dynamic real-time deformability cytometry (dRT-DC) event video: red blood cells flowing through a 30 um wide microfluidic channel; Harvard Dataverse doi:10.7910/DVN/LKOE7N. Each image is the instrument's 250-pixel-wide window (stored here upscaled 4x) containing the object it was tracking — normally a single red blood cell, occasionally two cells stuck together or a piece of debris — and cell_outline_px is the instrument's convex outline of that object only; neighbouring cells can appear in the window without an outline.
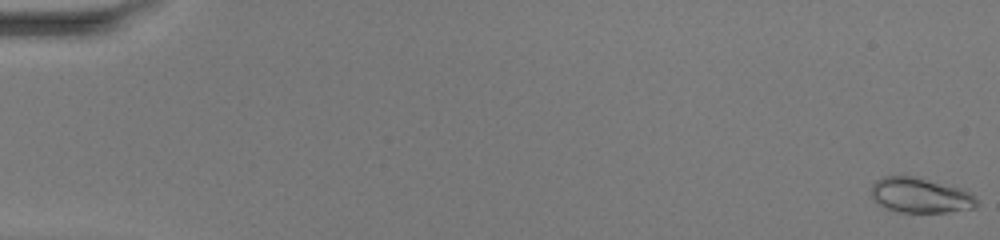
{"species": "common noctule bat (a hibernating species)", "species_latin": "Nyctalus noctula", "temperature_condition": "warm", "stored_images_in_passage": 51, "camera_frame_rate_fps": 3000, "um_per_image_px": 0.085, "animal": {"sex": "female", "body_mass_g": 20.0, "forearm_length_mm": 54.0}, "frame": {"image": 1, "passage_image": 1, "time_ms": 0.0, "image_size_px": [1000, 240], "cell_outline_px": [[980, 204], [976, 208], [944, 212], [896, 212], [876, 204], [872, 196], [872, 184], [876, 180], [884, 176], [912, 176], [960, 188], [972, 192]], "centroid_in_image_um": [78.24, 16.62], "position_along_channel_um": 6.8, "area_um2": 21.68}}
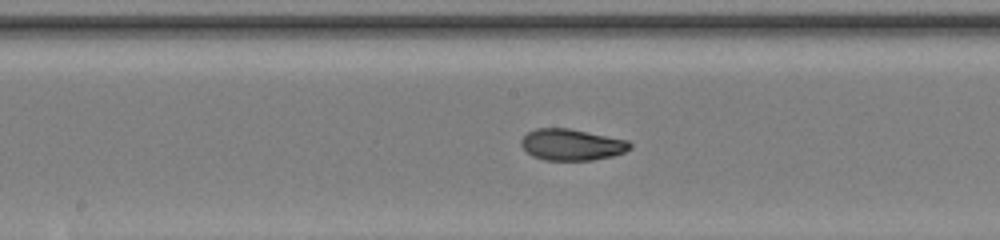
{"frame": {"image": 2, "passage_image": 28, "time_ms": 9.0, "image_size_px": [1000, 240], "cell_outline_px": [[632, 148], [624, 152], [612, 156], [592, 160], [544, 160], [532, 156], [520, 144], [520, 140], [528, 132], [536, 128], [568, 128], [628, 140], [632, 144]], "centroid_in_image_um": [48.6, 12.3], "position_along_channel_um": 199.6, "area_um2": 19.88}}
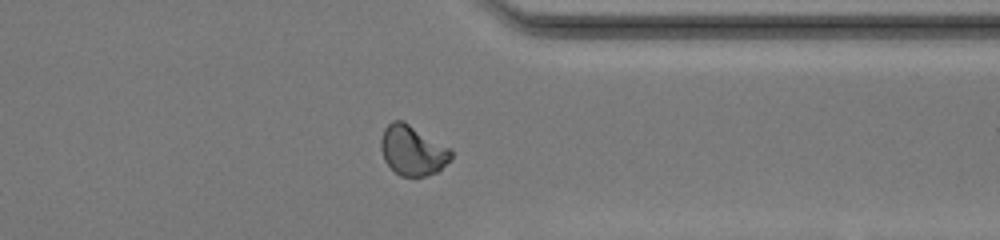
{"frame": {"image": 3, "passage_image": 41, "time_ms": 13.333, "image_size_px": [1000, 240], "cell_outline_px": [[452, 160], [436, 172], [424, 176], [400, 176], [384, 160], [380, 148], [380, 140], [384, 128], [392, 120], [404, 120], [452, 148]], "centroid_in_image_um": [35.09, 12.75], "position_along_channel_um": 376.3, "area_um2": 20.75}, "authors_computed_cell_mechanics": {"area_um2": 20.2878, "velocity_mm_per_s": 4.1415, "shape_relaxation_time_tau1_ms": 6.2522, "shape_relaxation_time_tau2_ms": 0.7785, "deformation_change_tau1": 0.2118, "deformation_change_tau2": 0.0439}}